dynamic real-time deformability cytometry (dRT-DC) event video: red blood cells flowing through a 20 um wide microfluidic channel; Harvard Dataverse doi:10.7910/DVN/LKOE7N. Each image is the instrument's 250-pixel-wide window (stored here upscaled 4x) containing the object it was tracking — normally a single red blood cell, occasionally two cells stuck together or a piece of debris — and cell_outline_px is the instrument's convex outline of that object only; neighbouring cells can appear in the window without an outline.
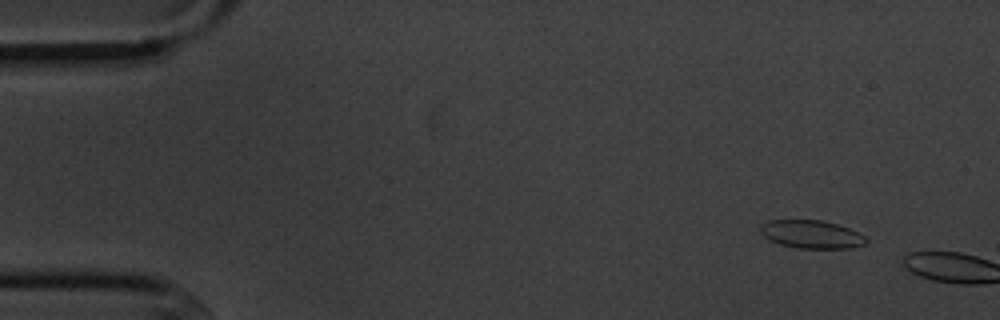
{"species": "common noctule bat (a hibernating species)", "species_latin": "Nyctalus noctula", "temperature_condition": "cold", "stored_images_in_passage": 2, "camera_frame_rate_fps": 3000, "um_per_image_px": 0.085, "animal": {"sex": "male", "body_mass_g": 20.1, "forearm_length_mm": 53.5}, "frame": {"image": 1, "passage_image": 1, "time_ms": 0.0, "image_size_px": [1000, 320], "cell_outline_px": [[868, 240], [864, 244], [852, 248], [796, 248], [780, 244], [764, 236], [760, 232], [760, 228], [768, 220], [820, 220], [836, 224], [860, 232]], "centroid_in_image_um": [69.0, 19.92], "position_along_channel_um": 16.0, "area_um2": 17.17}}